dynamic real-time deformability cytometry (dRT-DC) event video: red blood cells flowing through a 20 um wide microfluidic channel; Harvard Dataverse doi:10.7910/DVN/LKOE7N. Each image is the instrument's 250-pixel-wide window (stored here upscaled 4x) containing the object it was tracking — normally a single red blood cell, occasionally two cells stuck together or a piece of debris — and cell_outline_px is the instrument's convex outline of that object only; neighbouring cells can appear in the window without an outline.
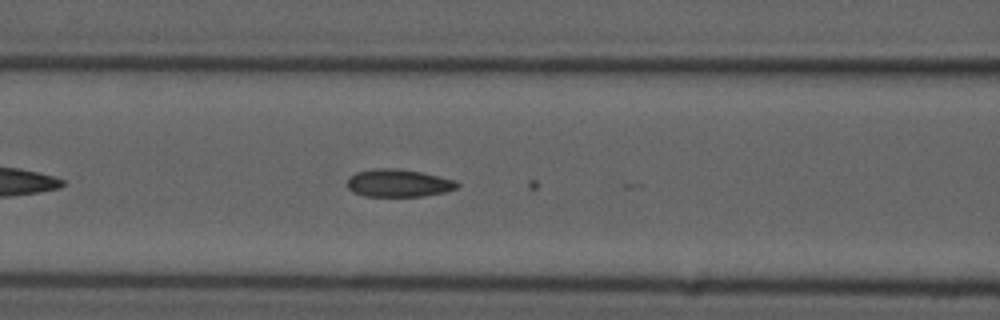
{"species": "common noctule bat (a hibernating species)", "species_latin": "Nyctalus noctula", "temperature_condition": "cold", "stored_images_in_passage": 42, "camera_frame_rate_fps": 3000, "um_per_image_px": 0.085, "animal": {"sex": "male", "forearm_length_mm": 52.5}, "frame": {"image": 1, "passage_image": 10, "time_ms": 3.0, "image_size_px": [1000, 320], "cell_outline_px": [[460, 184], [456, 188], [444, 192], [420, 196], [364, 196], [352, 192], [348, 188], [348, 180], [356, 172], [372, 168], [400, 168], [420, 172], [456, 180]], "centroid_in_image_um": [33.86, 15.55], "position_along_channel_um": 132.7, "area_um2": 17.69}}
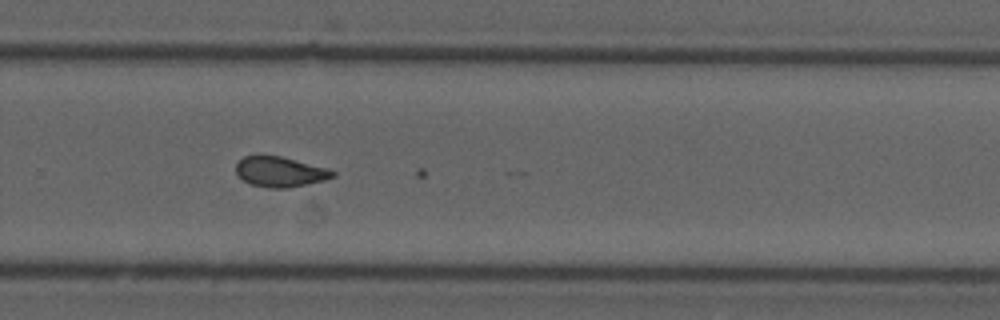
{"frame": {"image": 2, "passage_image": 24, "time_ms": 7.667, "image_size_px": [1000, 320], "cell_outline_px": [[336, 176], [324, 180], [288, 188], [268, 188], [252, 184], [244, 180], [236, 172], [236, 164], [244, 156], [256, 152], [260, 152], [280, 156], [324, 168], [336, 172]], "centroid_in_image_um": [23.74, 14.56], "position_along_channel_um": 306.1, "area_um2": 17.17}}